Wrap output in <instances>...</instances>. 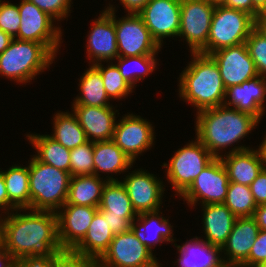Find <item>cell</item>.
Returning a JSON list of instances; mask_svg holds the SVG:
<instances>
[{
	"label": "cell",
	"mask_w": 266,
	"mask_h": 267,
	"mask_svg": "<svg viewBox=\"0 0 266 267\" xmlns=\"http://www.w3.org/2000/svg\"><path fill=\"white\" fill-rule=\"evenodd\" d=\"M98 262L100 267H156L159 264L152 251L141 243L131 229L115 234Z\"/></svg>",
	"instance_id": "cell-9"
},
{
	"label": "cell",
	"mask_w": 266,
	"mask_h": 267,
	"mask_svg": "<svg viewBox=\"0 0 266 267\" xmlns=\"http://www.w3.org/2000/svg\"><path fill=\"white\" fill-rule=\"evenodd\" d=\"M199 237L191 238L183 245L174 244L179 251V259L175 261L179 267H225L222 248L212 246Z\"/></svg>",
	"instance_id": "cell-24"
},
{
	"label": "cell",
	"mask_w": 266,
	"mask_h": 267,
	"mask_svg": "<svg viewBox=\"0 0 266 267\" xmlns=\"http://www.w3.org/2000/svg\"><path fill=\"white\" fill-rule=\"evenodd\" d=\"M0 208L6 212H4L5 214H7V212L9 213V197L7 194V190H6V185H5V181L2 175V172L0 171Z\"/></svg>",
	"instance_id": "cell-50"
},
{
	"label": "cell",
	"mask_w": 266,
	"mask_h": 267,
	"mask_svg": "<svg viewBox=\"0 0 266 267\" xmlns=\"http://www.w3.org/2000/svg\"><path fill=\"white\" fill-rule=\"evenodd\" d=\"M17 260L5 249L0 242V267H16Z\"/></svg>",
	"instance_id": "cell-49"
},
{
	"label": "cell",
	"mask_w": 266,
	"mask_h": 267,
	"mask_svg": "<svg viewBox=\"0 0 266 267\" xmlns=\"http://www.w3.org/2000/svg\"><path fill=\"white\" fill-rule=\"evenodd\" d=\"M97 212L98 207L75 204H64L56 212L58 239L63 250H72L84 238Z\"/></svg>",
	"instance_id": "cell-18"
},
{
	"label": "cell",
	"mask_w": 266,
	"mask_h": 267,
	"mask_svg": "<svg viewBox=\"0 0 266 267\" xmlns=\"http://www.w3.org/2000/svg\"><path fill=\"white\" fill-rule=\"evenodd\" d=\"M114 237L107 219L97 212L84 238L71 250L73 253L98 261L108 250Z\"/></svg>",
	"instance_id": "cell-26"
},
{
	"label": "cell",
	"mask_w": 266,
	"mask_h": 267,
	"mask_svg": "<svg viewBox=\"0 0 266 267\" xmlns=\"http://www.w3.org/2000/svg\"><path fill=\"white\" fill-rule=\"evenodd\" d=\"M266 265V230H260L250 250L248 259L240 267H264Z\"/></svg>",
	"instance_id": "cell-41"
},
{
	"label": "cell",
	"mask_w": 266,
	"mask_h": 267,
	"mask_svg": "<svg viewBox=\"0 0 266 267\" xmlns=\"http://www.w3.org/2000/svg\"><path fill=\"white\" fill-rule=\"evenodd\" d=\"M16 267H55V255L53 256H26L17 261Z\"/></svg>",
	"instance_id": "cell-44"
},
{
	"label": "cell",
	"mask_w": 266,
	"mask_h": 267,
	"mask_svg": "<svg viewBox=\"0 0 266 267\" xmlns=\"http://www.w3.org/2000/svg\"><path fill=\"white\" fill-rule=\"evenodd\" d=\"M55 267H100L99 262L64 250L55 254Z\"/></svg>",
	"instance_id": "cell-42"
},
{
	"label": "cell",
	"mask_w": 266,
	"mask_h": 267,
	"mask_svg": "<svg viewBox=\"0 0 266 267\" xmlns=\"http://www.w3.org/2000/svg\"><path fill=\"white\" fill-rule=\"evenodd\" d=\"M94 175L101 173H122L133 166V161L113 140L94 142ZM132 165V166H131Z\"/></svg>",
	"instance_id": "cell-28"
},
{
	"label": "cell",
	"mask_w": 266,
	"mask_h": 267,
	"mask_svg": "<svg viewBox=\"0 0 266 267\" xmlns=\"http://www.w3.org/2000/svg\"><path fill=\"white\" fill-rule=\"evenodd\" d=\"M98 212L104 217V219H107V223L114 235L130 230L132 223L123 216H109V213H102L99 209Z\"/></svg>",
	"instance_id": "cell-45"
},
{
	"label": "cell",
	"mask_w": 266,
	"mask_h": 267,
	"mask_svg": "<svg viewBox=\"0 0 266 267\" xmlns=\"http://www.w3.org/2000/svg\"><path fill=\"white\" fill-rule=\"evenodd\" d=\"M150 0H120L128 13L138 14Z\"/></svg>",
	"instance_id": "cell-47"
},
{
	"label": "cell",
	"mask_w": 266,
	"mask_h": 267,
	"mask_svg": "<svg viewBox=\"0 0 266 267\" xmlns=\"http://www.w3.org/2000/svg\"><path fill=\"white\" fill-rule=\"evenodd\" d=\"M203 206V226L205 241L212 246L222 248L232 231L236 216L224 203L207 204Z\"/></svg>",
	"instance_id": "cell-23"
},
{
	"label": "cell",
	"mask_w": 266,
	"mask_h": 267,
	"mask_svg": "<svg viewBox=\"0 0 266 267\" xmlns=\"http://www.w3.org/2000/svg\"><path fill=\"white\" fill-rule=\"evenodd\" d=\"M155 55H142L132 57H117V67L124 80L130 84L133 88L136 87V83L141 79L152 73L157 65V58ZM135 64V67H131L130 64ZM129 64V65H128ZM132 66V65H131ZM138 67V68H137ZM129 68V69H128ZM137 69V70H136Z\"/></svg>",
	"instance_id": "cell-34"
},
{
	"label": "cell",
	"mask_w": 266,
	"mask_h": 267,
	"mask_svg": "<svg viewBox=\"0 0 266 267\" xmlns=\"http://www.w3.org/2000/svg\"><path fill=\"white\" fill-rule=\"evenodd\" d=\"M191 54L192 61L179 77L180 98L197 107V112L224 105L226 88L215 60L200 52Z\"/></svg>",
	"instance_id": "cell-3"
},
{
	"label": "cell",
	"mask_w": 266,
	"mask_h": 267,
	"mask_svg": "<svg viewBox=\"0 0 266 267\" xmlns=\"http://www.w3.org/2000/svg\"><path fill=\"white\" fill-rule=\"evenodd\" d=\"M259 231L252 216L236 218L227 242L222 247V252L228 257L227 260L224 257V263L228 266L240 267L248 259Z\"/></svg>",
	"instance_id": "cell-21"
},
{
	"label": "cell",
	"mask_w": 266,
	"mask_h": 267,
	"mask_svg": "<svg viewBox=\"0 0 266 267\" xmlns=\"http://www.w3.org/2000/svg\"><path fill=\"white\" fill-rule=\"evenodd\" d=\"M255 29L266 38V14H261L255 19Z\"/></svg>",
	"instance_id": "cell-51"
},
{
	"label": "cell",
	"mask_w": 266,
	"mask_h": 267,
	"mask_svg": "<svg viewBox=\"0 0 266 267\" xmlns=\"http://www.w3.org/2000/svg\"><path fill=\"white\" fill-rule=\"evenodd\" d=\"M7 194L9 197V210H29L30 192H29V165L22 167L14 165L7 171H1Z\"/></svg>",
	"instance_id": "cell-29"
},
{
	"label": "cell",
	"mask_w": 266,
	"mask_h": 267,
	"mask_svg": "<svg viewBox=\"0 0 266 267\" xmlns=\"http://www.w3.org/2000/svg\"><path fill=\"white\" fill-rule=\"evenodd\" d=\"M19 209L2 218L1 242L17 260L26 256H53L64 251L58 239L57 215L53 211Z\"/></svg>",
	"instance_id": "cell-1"
},
{
	"label": "cell",
	"mask_w": 266,
	"mask_h": 267,
	"mask_svg": "<svg viewBox=\"0 0 266 267\" xmlns=\"http://www.w3.org/2000/svg\"><path fill=\"white\" fill-rule=\"evenodd\" d=\"M113 106L92 107L73 105L72 111L91 142L112 140L116 126V112Z\"/></svg>",
	"instance_id": "cell-19"
},
{
	"label": "cell",
	"mask_w": 266,
	"mask_h": 267,
	"mask_svg": "<svg viewBox=\"0 0 266 267\" xmlns=\"http://www.w3.org/2000/svg\"><path fill=\"white\" fill-rule=\"evenodd\" d=\"M57 21L68 17L71 0H28Z\"/></svg>",
	"instance_id": "cell-40"
},
{
	"label": "cell",
	"mask_w": 266,
	"mask_h": 267,
	"mask_svg": "<svg viewBox=\"0 0 266 267\" xmlns=\"http://www.w3.org/2000/svg\"><path fill=\"white\" fill-rule=\"evenodd\" d=\"M98 209L109 216H123L131 223L138 217L124 184L119 180L107 181Z\"/></svg>",
	"instance_id": "cell-30"
},
{
	"label": "cell",
	"mask_w": 266,
	"mask_h": 267,
	"mask_svg": "<svg viewBox=\"0 0 266 267\" xmlns=\"http://www.w3.org/2000/svg\"><path fill=\"white\" fill-rule=\"evenodd\" d=\"M152 124L140 115L126 114L115 126L113 141L135 162L138 154L149 150L155 139Z\"/></svg>",
	"instance_id": "cell-14"
},
{
	"label": "cell",
	"mask_w": 266,
	"mask_h": 267,
	"mask_svg": "<svg viewBox=\"0 0 266 267\" xmlns=\"http://www.w3.org/2000/svg\"><path fill=\"white\" fill-rule=\"evenodd\" d=\"M94 142L87 141L70 150V175L94 174Z\"/></svg>",
	"instance_id": "cell-37"
},
{
	"label": "cell",
	"mask_w": 266,
	"mask_h": 267,
	"mask_svg": "<svg viewBox=\"0 0 266 267\" xmlns=\"http://www.w3.org/2000/svg\"><path fill=\"white\" fill-rule=\"evenodd\" d=\"M138 14L160 47L163 38L178 36L181 0H150Z\"/></svg>",
	"instance_id": "cell-13"
},
{
	"label": "cell",
	"mask_w": 266,
	"mask_h": 267,
	"mask_svg": "<svg viewBox=\"0 0 266 267\" xmlns=\"http://www.w3.org/2000/svg\"><path fill=\"white\" fill-rule=\"evenodd\" d=\"M113 5L104 9L92 24L87 41V56L92 65L118 57Z\"/></svg>",
	"instance_id": "cell-17"
},
{
	"label": "cell",
	"mask_w": 266,
	"mask_h": 267,
	"mask_svg": "<svg viewBox=\"0 0 266 267\" xmlns=\"http://www.w3.org/2000/svg\"><path fill=\"white\" fill-rule=\"evenodd\" d=\"M213 5H223L226 0H208Z\"/></svg>",
	"instance_id": "cell-55"
},
{
	"label": "cell",
	"mask_w": 266,
	"mask_h": 267,
	"mask_svg": "<svg viewBox=\"0 0 266 267\" xmlns=\"http://www.w3.org/2000/svg\"><path fill=\"white\" fill-rule=\"evenodd\" d=\"M251 193L257 205L266 203V168L257 175L250 185Z\"/></svg>",
	"instance_id": "cell-43"
},
{
	"label": "cell",
	"mask_w": 266,
	"mask_h": 267,
	"mask_svg": "<svg viewBox=\"0 0 266 267\" xmlns=\"http://www.w3.org/2000/svg\"><path fill=\"white\" fill-rule=\"evenodd\" d=\"M265 96L266 78L258 75L240 85L226 88L224 105L230 108L232 105V108L250 113L260 120L265 113Z\"/></svg>",
	"instance_id": "cell-20"
},
{
	"label": "cell",
	"mask_w": 266,
	"mask_h": 267,
	"mask_svg": "<svg viewBox=\"0 0 266 267\" xmlns=\"http://www.w3.org/2000/svg\"><path fill=\"white\" fill-rule=\"evenodd\" d=\"M93 66L100 72L104 82V87L109 99H122L133 91V87L128 84L116 64L111 62V65L104 67L102 62L93 64Z\"/></svg>",
	"instance_id": "cell-36"
},
{
	"label": "cell",
	"mask_w": 266,
	"mask_h": 267,
	"mask_svg": "<svg viewBox=\"0 0 266 267\" xmlns=\"http://www.w3.org/2000/svg\"><path fill=\"white\" fill-rule=\"evenodd\" d=\"M54 116L51 137L65 148L71 150L89 141L74 113L59 112Z\"/></svg>",
	"instance_id": "cell-33"
},
{
	"label": "cell",
	"mask_w": 266,
	"mask_h": 267,
	"mask_svg": "<svg viewBox=\"0 0 266 267\" xmlns=\"http://www.w3.org/2000/svg\"><path fill=\"white\" fill-rule=\"evenodd\" d=\"M39 161L70 173V150L48 135L28 134Z\"/></svg>",
	"instance_id": "cell-31"
},
{
	"label": "cell",
	"mask_w": 266,
	"mask_h": 267,
	"mask_svg": "<svg viewBox=\"0 0 266 267\" xmlns=\"http://www.w3.org/2000/svg\"><path fill=\"white\" fill-rule=\"evenodd\" d=\"M229 186L226 168L220 157L215 158L181 195L192 207L199 201L202 205L224 203Z\"/></svg>",
	"instance_id": "cell-11"
},
{
	"label": "cell",
	"mask_w": 266,
	"mask_h": 267,
	"mask_svg": "<svg viewBox=\"0 0 266 267\" xmlns=\"http://www.w3.org/2000/svg\"><path fill=\"white\" fill-rule=\"evenodd\" d=\"M236 146L228 154L220 156L229 182L250 186L257 175L263 170L264 164L258 149Z\"/></svg>",
	"instance_id": "cell-22"
},
{
	"label": "cell",
	"mask_w": 266,
	"mask_h": 267,
	"mask_svg": "<svg viewBox=\"0 0 266 267\" xmlns=\"http://www.w3.org/2000/svg\"><path fill=\"white\" fill-rule=\"evenodd\" d=\"M54 59L44 44L13 38L0 54V74L25 84L49 68Z\"/></svg>",
	"instance_id": "cell-5"
},
{
	"label": "cell",
	"mask_w": 266,
	"mask_h": 267,
	"mask_svg": "<svg viewBox=\"0 0 266 267\" xmlns=\"http://www.w3.org/2000/svg\"><path fill=\"white\" fill-rule=\"evenodd\" d=\"M126 15L117 20L114 12L118 57L156 55L161 47L152 38L141 16Z\"/></svg>",
	"instance_id": "cell-10"
},
{
	"label": "cell",
	"mask_w": 266,
	"mask_h": 267,
	"mask_svg": "<svg viewBox=\"0 0 266 267\" xmlns=\"http://www.w3.org/2000/svg\"><path fill=\"white\" fill-rule=\"evenodd\" d=\"M224 204L237 218L251 217L257 208L250 186L235 182H229Z\"/></svg>",
	"instance_id": "cell-35"
},
{
	"label": "cell",
	"mask_w": 266,
	"mask_h": 267,
	"mask_svg": "<svg viewBox=\"0 0 266 267\" xmlns=\"http://www.w3.org/2000/svg\"><path fill=\"white\" fill-rule=\"evenodd\" d=\"M18 9L21 22L15 38L42 43L56 56L62 32L60 27H54V19L28 0H21Z\"/></svg>",
	"instance_id": "cell-8"
},
{
	"label": "cell",
	"mask_w": 266,
	"mask_h": 267,
	"mask_svg": "<svg viewBox=\"0 0 266 267\" xmlns=\"http://www.w3.org/2000/svg\"><path fill=\"white\" fill-rule=\"evenodd\" d=\"M223 6L248 13L254 19L261 15L252 5V0H226Z\"/></svg>",
	"instance_id": "cell-46"
},
{
	"label": "cell",
	"mask_w": 266,
	"mask_h": 267,
	"mask_svg": "<svg viewBox=\"0 0 266 267\" xmlns=\"http://www.w3.org/2000/svg\"><path fill=\"white\" fill-rule=\"evenodd\" d=\"M1 231H2V217H0V242H1Z\"/></svg>",
	"instance_id": "cell-56"
},
{
	"label": "cell",
	"mask_w": 266,
	"mask_h": 267,
	"mask_svg": "<svg viewBox=\"0 0 266 267\" xmlns=\"http://www.w3.org/2000/svg\"><path fill=\"white\" fill-rule=\"evenodd\" d=\"M159 212L160 211L157 210L154 212L138 214V217L132 221L130 228L141 243L151 251L155 245H158V243L176 241V239H173V229H171L172 226L169 223V219H165L162 215L160 217ZM150 228H153V230ZM149 230L154 231V235L152 232L150 233L151 235H149Z\"/></svg>",
	"instance_id": "cell-25"
},
{
	"label": "cell",
	"mask_w": 266,
	"mask_h": 267,
	"mask_svg": "<svg viewBox=\"0 0 266 267\" xmlns=\"http://www.w3.org/2000/svg\"><path fill=\"white\" fill-rule=\"evenodd\" d=\"M104 181L96 175L72 176L69 182L68 196L65 204H75L99 207L104 186L107 181H117V178L106 176Z\"/></svg>",
	"instance_id": "cell-27"
},
{
	"label": "cell",
	"mask_w": 266,
	"mask_h": 267,
	"mask_svg": "<svg viewBox=\"0 0 266 267\" xmlns=\"http://www.w3.org/2000/svg\"><path fill=\"white\" fill-rule=\"evenodd\" d=\"M252 217L260 230H266V203L257 205Z\"/></svg>",
	"instance_id": "cell-48"
},
{
	"label": "cell",
	"mask_w": 266,
	"mask_h": 267,
	"mask_svg": "<svg viewBox=\"0 0 266 267\" xmlns=\"http://www.w3.org/2000/svg\"><path fill=\"white\" fill-rule=\"evenodd\" d=\"M255 28V19L246 12L216 5L207 44L199 51L210 55L220 49L246 42Z\"/></svg>",
	"instance_id": "cell-6"
},
{
	"label": "cell",
	"mask_w": 266,
	"mask_h": 267,
	"mask_svg": "<svg viewBox=\"0 0 266 267\" xmlns=\"http://www.w3.org/2000/svg\"><path fill=\"white\" fill-rule=\"evenodd\" d=\"M262 144L259 145L258 151L261 155L263 164H264V168H266V136L263 140V142H261Z\"/></svg>",
	"instance_id": "cell-54"
},
{
	"label": "cell",
	"mask_w": 266,
	"mask_h": 267,
	"mask_svg": "<svg viewBox=\"0 0 266 267\" xmlns=\"http://www.w3.org/2000/svg\"><path fill=\"white\" fill-rule=\"evenodd\" d=\"M215 60L225 88L240 85L258 76L246 43L220 49L210 54Z\"/></svg>",
	"instance_id": "cell-15"
},
{
	"label": "cell",
	"mask_w": 266,
	"mask_h": 267,
	"mask_svg": "<svg viewBox=\"0 0 266 267\" xmlns=\"http://www.w3.org/2000/svg\"><path fill=\"white\" fill-rule=\"evenodd\" d=\"M215 159V157L196 138L186 146L178 149L169 163L166 178L177 195L181 196L193 183L196 177Z\"/></svg>",
	"instance_id": "cell-7"
},
{
	"label": "cell",
	"mask_w": 266,
	"mask_h": 267,
	"mask_svg": "<svg viewBox=\"0 0 266 267\" xmlns=\"http://www.w3.org/2000/svg\"><path fill=\"white\" fill-rule=\"evenodd\" d=\"M215 5L208 0H181L180 30L191 52H199L206 44Z\"/></svg>",
	"instance_id": "cell-12"
},
{
	"label": "cell",
	"mask_w": 266,
	"mask_h": 267,
	"mask_svg": "<svg viewBox=\"0 0 266 267\" xmlns=\"http://www.w3.org/2000/svg\"><path fill=\"white\" fill-rule=\"evenodd\" d=\"M196 138L215 157L251 133L260 120L250 113L220 105L197 112ZM239 140V141H238Z\"/></svg>",
	"instance_id": "cell-2"
},
{
	"label": "cell",
	"mask_w": 266,
	"mask_h": 267,
	"mask_svg": "<svg viewBox=\"0 0 266 267\" xmlns=\"http://www.w3.org/2000/svg\"><path fill=\"white\" fill-rule=\"evenodd\" d=\"M252 5L260 14H266V0H252Z\"/></svg>",
	"instance_id": "cell-53"
},
{
	"label": "cell",
	"mask_w": 266,
	"mask_h": 267,
	"mask_svg": "<svg viewBox=\"0 0 266 267\" xmlns=\"http://www.w3.org/2000/svg\"><path fill=\"white\" fill-rule=\"evenodd\" d=\"M12 37L0 29V54L9 46Z\"/></svg>",
	"instance_id": "cell-52"
},
{
	"label": "cell",
	"mask_w": 266,
	"mask_h": 267,
	"mask_svg": "<svg viewBox=\"0 0 266 267\" xmlns=\"http://www.w3.org/2000/svg\"><path fill=\"white\" fill-rule=\"evenodd\" d=\"M80 96L77 95L73 105L92 107L111 106L106 94L100 72L91 64L79 80Z\"/></svg>",
	"instance_id": "cell-32"
},
{
	"label": "cell",
	"mask_w": 266,
	"mask_h": 267,
	"mask_svg": "<svg viewBox=\"0 0 266 267\" xmlns=\"http://www.w3.org/2000/svg\"><path fill=\"white\" fill-rule=\"evenodd\" d=\"M20 20L18 4L0 0V29L15 38L19 32Z\"/></svg>",
	"instance_id": "cell-39"
},
{
	"label": "cell",
	"mask_w": 266,
	"mask_h": 267,
	"mask_svg": "<svg viewBox=\"0 0 266 267\" xmlns=\"http://www.w3.org/2000/svg\"><path fill=\"white\" fill-rule=\"evenodd\" d=\"M137 214L160 210L164 185L162 181L147 171H132L121 181Z\"/></svg>",
	"instance_id": "cell-16"
},
{
	"label": "cell",
	"mask_w": 266,
	"mask_h": 267,
	"mask_svg": "<svg viewBox=\"0 0 266 267\" xmlns=\"http://www.w3.org/2000/svg\"><path fill=\"white\" fill-rule=\"evenodd\" d=\"M32 157L29 162L30 209L57 212L66 203L71 175Z\"/></svg>",
	"instance_id": "cell-4"
},
{
	"label": "cell",
	"mask_w": 266,
	"mask_h": 267,
	"mask_svg": "<svg viewBox=\"0 0 266 267\" xmlns=\"http://www.w3.org/2000/svg\"><path fill=\"white\" fill-rule=\"evenodd\" d=\"M245 43L258 75L266 78V38L254 28Z\"/></svg>",
	"instance_id": "cell-38"
}]
</instances>
